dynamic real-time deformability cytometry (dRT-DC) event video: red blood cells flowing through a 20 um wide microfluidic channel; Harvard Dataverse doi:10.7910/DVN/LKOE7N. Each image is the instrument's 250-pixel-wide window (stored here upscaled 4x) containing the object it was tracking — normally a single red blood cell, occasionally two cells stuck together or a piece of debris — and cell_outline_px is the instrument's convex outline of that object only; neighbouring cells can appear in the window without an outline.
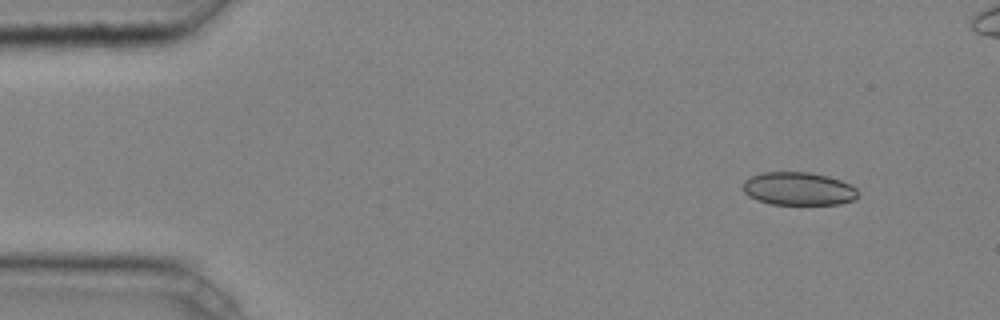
{"species": "common noctule bat (a hibernating species)", "species_latin": "Nyctalus noctula", "temperature_condition": "cold", "stored_images_in_passage": 8, "camera_frame_rate_fps": 3000, "um_per_image_px": 0.085, "animal": {"sex": "male", "body_mass_g": 20.4}, "frame": {"image": 1, "passage_image": 1, "time_ms": 0.0, "image_size_px": [1000, 320], "cell_outline_px": [[860, 196], [852, 200], [840, 204], [772, 204], [756, 200], [748, 196], [744, 192], [744, 180], [752, 176], [764, 172], [808, 172], [828, 176], [840, 180], [856, 188], [860, 192]], "centroid_in_image_um": [67.89, 16.05], "position_along_channel_um": 17.1, "area_um2": 22.2}}